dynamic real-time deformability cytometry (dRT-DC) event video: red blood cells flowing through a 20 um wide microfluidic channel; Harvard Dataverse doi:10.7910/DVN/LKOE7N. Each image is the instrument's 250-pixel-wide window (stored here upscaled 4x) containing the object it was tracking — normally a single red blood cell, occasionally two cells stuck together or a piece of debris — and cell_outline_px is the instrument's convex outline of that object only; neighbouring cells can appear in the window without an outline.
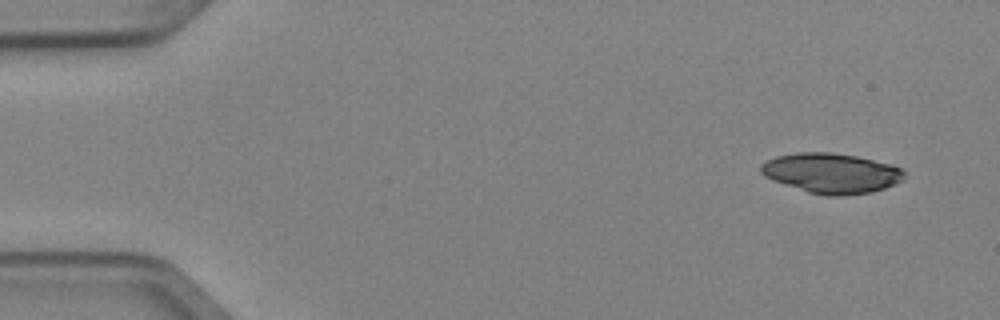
{"species": "Egyptian fruit bat (a non-hibernating species)", "species_latin": "Rousettus aegyptiacus", "temperature_condition": "cold", "stored_images_in_passage": 5, "camera_frame_rate_fps": 3000, "um_per_image_px": 0.085, "animal": {"sex": "female"}, "frame": {"image": 1, "passage_image": 1, "time_ms": 0.0, "image_size_px": [1000, 320], "cell_outline_px": [[904, 180], [884, 188], [872, 192], [844, 196], [828, 196], [808, 192], [772, 180], [764, 176], [760, 172], [760, 164], [776, 156], [796, 152], [832, 152], [856, 156], [892, 164], [900, 168], [904, 172]], "centroid_in_image_um": [70.66, 14.72], "position_along_channel_um": 14.3, "area_um2": 33.58}}